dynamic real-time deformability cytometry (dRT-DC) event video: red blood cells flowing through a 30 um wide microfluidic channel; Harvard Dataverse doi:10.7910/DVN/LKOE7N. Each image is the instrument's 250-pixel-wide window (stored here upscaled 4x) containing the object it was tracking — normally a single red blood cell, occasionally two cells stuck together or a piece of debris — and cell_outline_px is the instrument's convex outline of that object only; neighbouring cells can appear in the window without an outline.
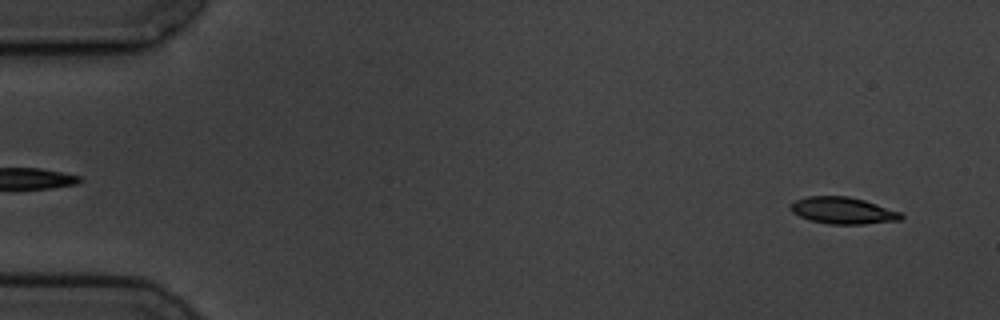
{"species": "common noctule bat (a hibernating species)", "species_latin": "Nyctalus noctula", "temperature_condition": "cold", "stored_images_in_passage": 7, "camera_frame_rate_fps": 3000, "um_per_image_px": 0.085, "animal": {"sex": "male", "body_mass_g": 19.5, "forearm_length_mm": 54.6}, "frame": {"image": 1, "passage_image": 1, "time_ms": 0.0, "image_size_px": [1000, 320], "cell_outline_px": [[904, 216], [900, 220], [864, 224], [828, 224], [808, 220], [792, 212], [788, 208], [796, 200], [808, 196], [848, 196], [864, 200], [900, 212]], "centroid_in_image_um": [71.62, 17.9], "position_along_channel_um": 13.4, "area_um2": 17.17}}
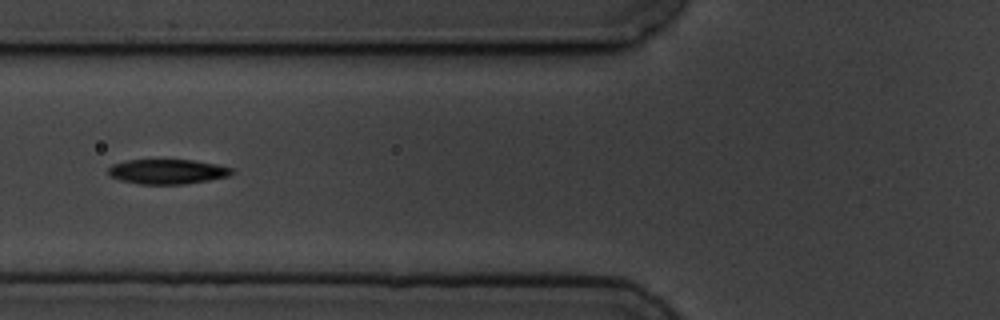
{"frame": {"image": 2, "passage_image": 6, "time_ms": 6.0, "image_size_px": [1000, 320], "cell_outline_px": [[236, 172], [228, 176], [208, 180], [184, 184], [140, 184], [120, 180], [112, 176], [108, 172], [108, 168], [112, 164], [128, 160], [192, 160], [216, 164], [232, 168]], "centroid_in_image_um": [14.24, 14.58], "position_along_channel_um": 111.6, "area_um2": 17.74}}
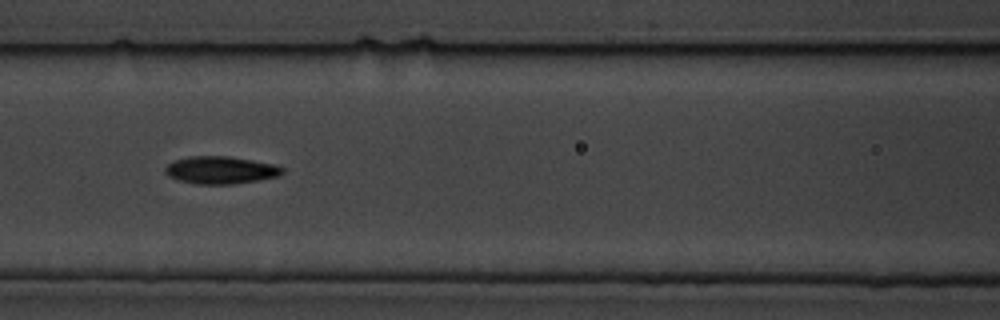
{"frame": {"image": 3, "passage_image": 7, "time_ms": 7.0, "image_size_px": [1000, 320], "cell_outline_px": [[284, 172], [280, 176], [260, 180], [232, 184], [196, 184], [176, 180], [168, 176], [164, 172], [164, 168], [168, 164], [176, 160], [188, 156], [228, 156], [276, 164], [284, 168]], "centroid_in_image_um": [18.77, 14.46], "position_along_channel_um": 147.8, "area_um2": 19.02}}